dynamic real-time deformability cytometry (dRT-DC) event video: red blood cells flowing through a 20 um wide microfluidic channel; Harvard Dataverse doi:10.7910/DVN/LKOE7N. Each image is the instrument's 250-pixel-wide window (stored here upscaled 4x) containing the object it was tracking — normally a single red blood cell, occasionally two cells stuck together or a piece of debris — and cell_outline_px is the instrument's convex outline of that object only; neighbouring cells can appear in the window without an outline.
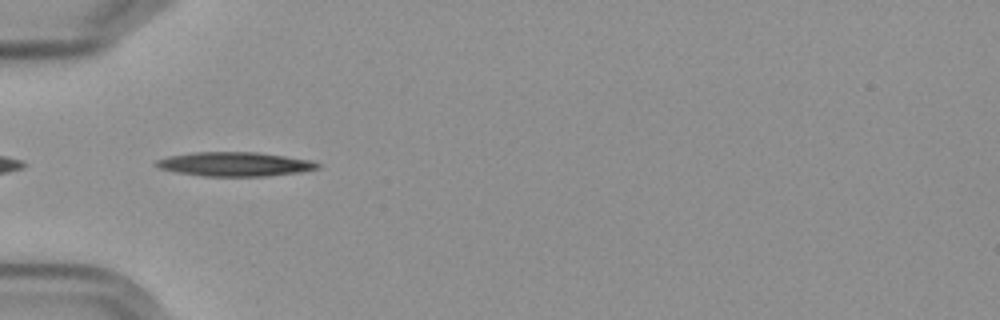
{"species": "Egyptian fruit bat (a non-hibernating species)", "species_latin": "Rousettus aegyptiacus", "temperature_condition": "cold", "stored_images_in_passage": 40, "camera_frame_rate_fps": 3000, "um_per_image_px": 0.085, "frame": {"image": 1, "passage_image": 2, "time_ms": 0.333, "image_size_px": [1000, 320], "cell_outline_px": [[320, 168], [300, 172], [268, 176], [204, 176], [176, 172], [160, 168], [152, 164], [156, 160], [168, 156], [192, 152], [256, 152], [312, 160], [320, 164]], "centroid_in_image_um": [19.94, 13.95], "position_along_channel_um": 65.1, "area_um2": 22.77}}
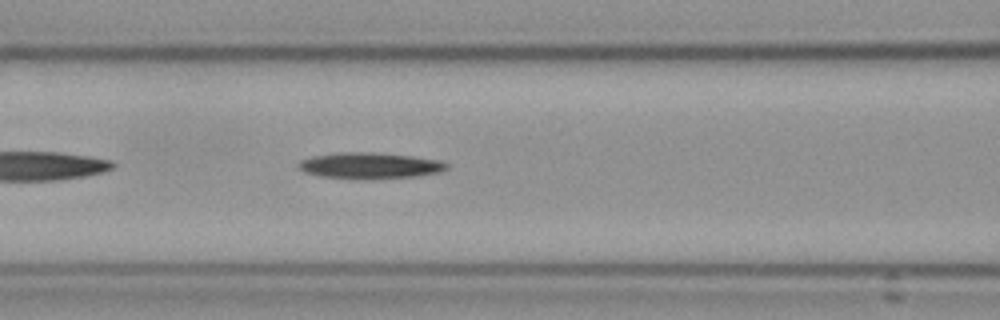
{"frame": {"image": 2, "passage_image": 8, "time_ms": 2.333, "image_size_px": [1000, 320], "cell_outline_px": [[448, 168], [440, 172], [416, 176], [368, 180], [352, 180], [320, 176], [304, 172], [296, 164], [300, 160], [312, 156], [340, 152], [360, 152], [412, 156], [440, 160], [448, 164]], "centroid_in_image_um": [31.4, 14.1], "position_along_channel_um": 135.2, "area_um2": 22.83}}
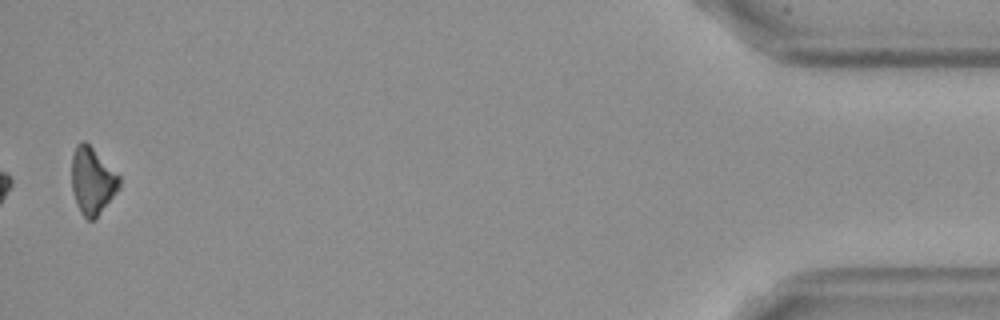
{"frame": {"image": 3, "passage_image": 39, "time_ms": 12.667, "image_size_px": [1000, 320], "cell_outline_px": [[120, 188], [96, 216], [92, 220], [88, 220], [80, 212], [76, 204], [72, 188], [72, 156], [76, 144], [84, 140], [120, 176]], "centroid_in_image_um": [7.83, 15.36], "position_along_channel_um": 427.4, "area_um2": 18.21}, "authors_computed_cell_mechanics": {"area_um2": 21.2415, "velocity_mm_per_s": 3.615, "shape_relaxation_time_tau1_ms": 5.1497, "shape_relaxation_time_tau2_ms": null, "deformation_change_tau1": 0.1144, "deformation_change_tau2": null}}